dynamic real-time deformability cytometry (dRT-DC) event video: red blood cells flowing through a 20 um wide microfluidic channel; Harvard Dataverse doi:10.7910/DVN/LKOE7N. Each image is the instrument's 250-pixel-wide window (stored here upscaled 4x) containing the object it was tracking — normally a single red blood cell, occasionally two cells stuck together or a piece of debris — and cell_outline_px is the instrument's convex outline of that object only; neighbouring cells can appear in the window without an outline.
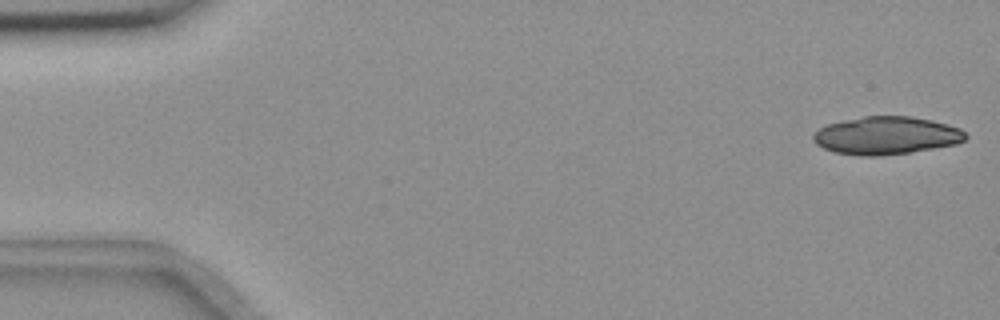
{"species": "common noctule bat (a hibernating species)", "species_latin": "Nyctalus noctula", "temperature_condition": "room temperature", "stored_images_in_passage": 20, "camera_frame_rate_fps": 3000, "um_per_image_px": 0.085, "animal": {"sex": "female", "body_mass_g": 18.4}, "frame": {"image": 1, "passage_image": 1, "time_ms": 0.0, "image_size_px": [1000, 320], "cell_outline_px": [[968, 136], [964, 140], [956, 144], [908, 152], [880, 156], [860, 156], [836, 152], [824, 148], [816, 144], [812, 140], [812, 136], [820, 128], [828, 124], [844, 120], [864, 116], [912, 116], [932, 120], [948, 124], [960, 128]], "centroid_in_image_um": [75.34, 11.51], "position_along_channel_um": 9.7, "area_um2": 33.47}}